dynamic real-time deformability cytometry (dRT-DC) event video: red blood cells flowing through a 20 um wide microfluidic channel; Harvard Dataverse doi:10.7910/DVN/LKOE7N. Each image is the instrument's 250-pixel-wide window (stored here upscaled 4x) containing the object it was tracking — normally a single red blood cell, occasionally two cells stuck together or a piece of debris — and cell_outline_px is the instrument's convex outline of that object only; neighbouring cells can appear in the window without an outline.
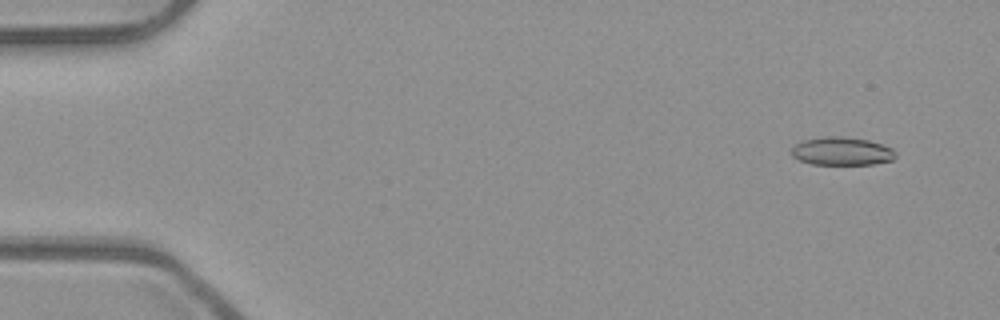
{"species": "common noctule bat (a hibernating species)", "species_latin": "Nyctalus noctula", "temperature_condition": "room temperature", "stored_images_in_passage": 53, "camera_frame_rate_fps": 3000, "um_per_image_px": 0.085, "animal": {"sex": "male", "body_mass_g": 23.1, "forearm_length_mm": 52.7}, "frame": {"image": 1, "passage_image": 4, "time_ms": 1.0, "image_size_px": [1000, 320], "cell_outline_px": [[896, 156], [892, 160], [872, 164], [812, 164], [800, 160], [792, 156], [792, 148], [796, 144], [804, 140], [828, 136], [840, 136], [868, 140], [892, 148], [896, 152]], "centroid_in_image_um": [71.56, 12.85], "position_along_channel_um": 13.4, "area_um2": 16.88}}
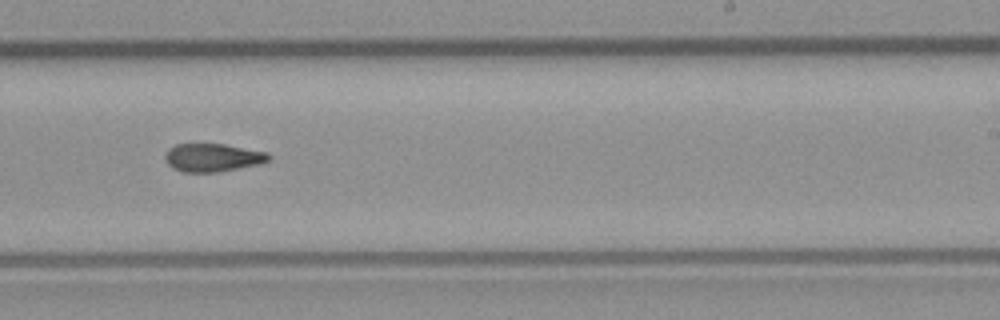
{"frame": {"image": 2, "passage_image": 33, "time_ms": 10.667, "image_size_px": [1000, 320], "cell_outline_px": [[272, 160], [260, 164], [216, 172], [184, 172], [172, 168], [168, 164], [164, 156], [168, 148], [176, 144], [224, 144], [268, 152], [272, 156]], "centroid_in_image_um": [18.11, 13.39], "position_along_channel_um": 270.9, "area_um2": 17.11}}
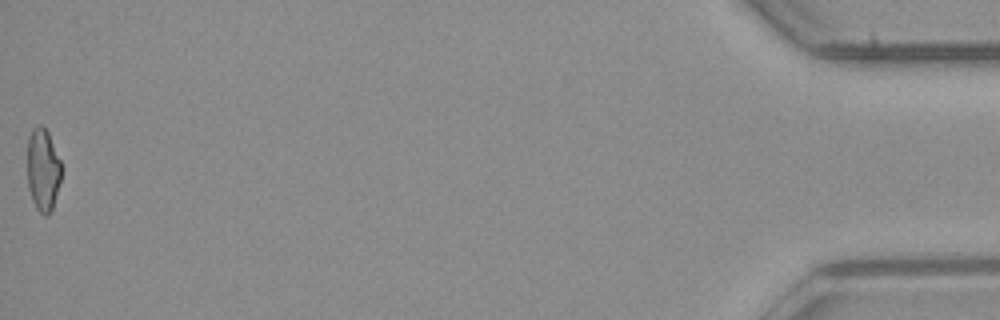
{"frame": {"image": 3, "passage_image": 53, "time_ms": 17.333, "image_size_px": [1000, 320], "cell_outline_px": [[60, 180], [52, 208], [48, 216], [44, 216], [36, 208], [32, 200], [28, 188], [28, 136], [32, 128], [40, 124], [48, 132], [60, 160]], "centroid_in_image_um": [3.63, 14.42], "position_along_channel_um": 431.6, "area_um2": 16.18}, "authors_computed_cell_mechanics": {"area_um2": 17.34, "velocity_mm_per_s": 3.9603, "shape_relaxation_time_tau1_ms": null, "shape_relaxation_time_tau2_ms": 5.2152, "deformation_change_tau1": null, "deformation_change_tau2": 0.1474}}